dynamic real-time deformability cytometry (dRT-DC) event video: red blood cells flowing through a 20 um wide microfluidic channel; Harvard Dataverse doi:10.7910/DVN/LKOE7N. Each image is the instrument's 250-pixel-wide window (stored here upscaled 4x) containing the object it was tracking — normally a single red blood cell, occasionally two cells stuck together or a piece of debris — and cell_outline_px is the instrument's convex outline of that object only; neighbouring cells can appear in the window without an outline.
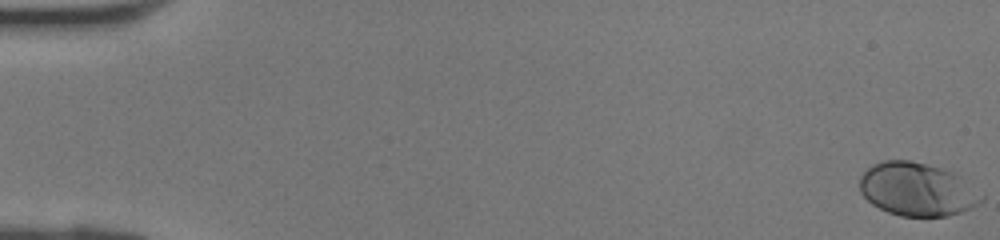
{"species": "human", "species_latin": "Homo sapiens", "temperature_condition": "room temperature", "stored_images_in_passage": 42, "camera_frame_rate_fps": 3000, "um_per_image_px": 0.085, "donor": {"sex": "female"}, "frame": {"image": 1, "passage_image": 1, "time_ms": 0.0, "image_size_px": [1000, 240], "cell_outline_px": [[984, 200], [972, 208], [948, 216], [900, 216], [888, 212], [872, 204], [860, 192], [860, 176], [872, 164], [884, 160], [908, 160], [928, 164], [952, 172], [984, 192]], "centroid_in_image_um": [77.99, 16.09], "position_along_channel_um": 7.0, "area_um2": 37.97}}
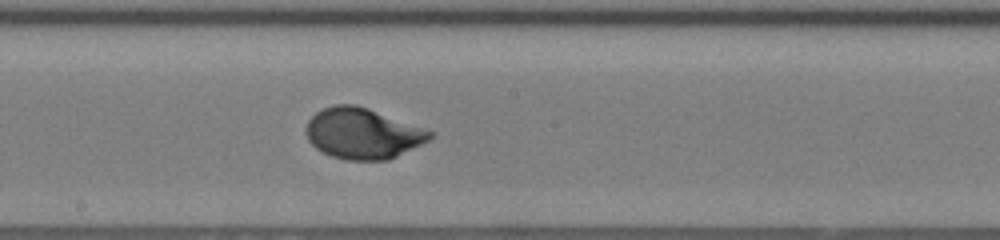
{"frame": {"image": 2, "passage_image": 24, "time_ms": 7.667, "image_size_px": [1000, 240], "cell_outline_px": [[436, 132], [428, 140], [388, 160], [348, 160], [332, 156], [316, 148], [308, 140], [304, 132], [304, 128], [308, 120], [316, 112], [324, 108], [336, 104], [356, 104], [368, 108]], "centroid_in_image_um": [30.8, 11.33], "position_along_channel_um": 217.4, "area_um2": 36.53}}
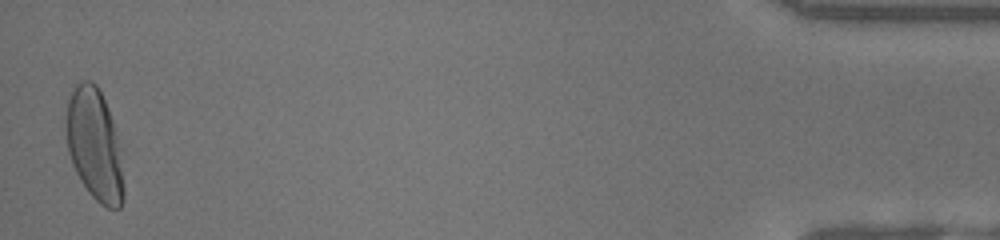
{"frame": {"image": 3, "passage_image": 42, "time_ms": 13.667, "image_size_px": [1000, 240], "cell_outline_px": [[124, 200], [120, 208], [108, 208], [100, 204], [88, 192], [80, 180], [72, 164], [68, 152], [64, 132], [64, 124], [68, 100], [76, 84], [80, 80], [92, 80], [96, 84], [108, 108], [124, 148]], "centroid_in_image_um": [8.07, 12.32], "position_along_channel_um": 427.1, "area_um2": 39.02}}